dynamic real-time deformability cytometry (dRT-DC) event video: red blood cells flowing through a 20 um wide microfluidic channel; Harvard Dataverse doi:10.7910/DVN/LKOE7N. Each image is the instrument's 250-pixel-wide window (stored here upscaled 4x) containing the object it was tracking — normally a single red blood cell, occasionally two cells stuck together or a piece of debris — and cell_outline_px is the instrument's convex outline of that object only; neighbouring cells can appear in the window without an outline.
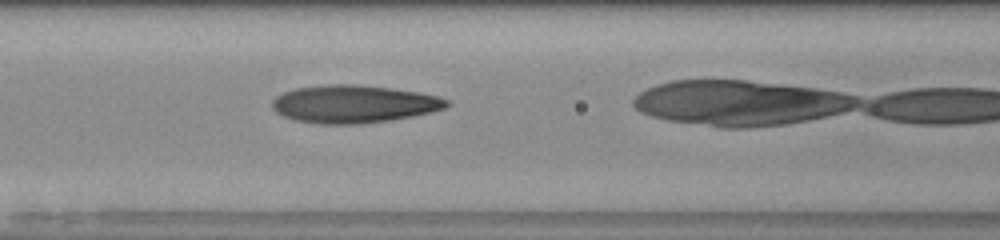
{"species": "human", "species_latin": "Homo sapiens", "temperature_condition": "room temperature", "stored_images_in_passage": 14, "camera_frame_rate_fps": 3000, "um_per_image_px": 0.085, "donor": {"sex": "male"}, "frame": {"image": 1, "passage_image": 5, "time_ms": 1.333, "image_size_px": [1000, 240], "cell_outline_px": [[452, 104], [444, 108], [412, 116], [388, 120], [360, 124], [320, 124], [296, 120], [284, 116], [276, 112], [272, 108], [272, 100], [276, 96], [284, 92], [296, 88], [328, 84], [356, 84], [420, 92], [436, 96], [448, 100]], "centroid_in_image_um": [30.05, 8.84], "position_along_channel_um": 136.6, "area_um2": 38.21}}